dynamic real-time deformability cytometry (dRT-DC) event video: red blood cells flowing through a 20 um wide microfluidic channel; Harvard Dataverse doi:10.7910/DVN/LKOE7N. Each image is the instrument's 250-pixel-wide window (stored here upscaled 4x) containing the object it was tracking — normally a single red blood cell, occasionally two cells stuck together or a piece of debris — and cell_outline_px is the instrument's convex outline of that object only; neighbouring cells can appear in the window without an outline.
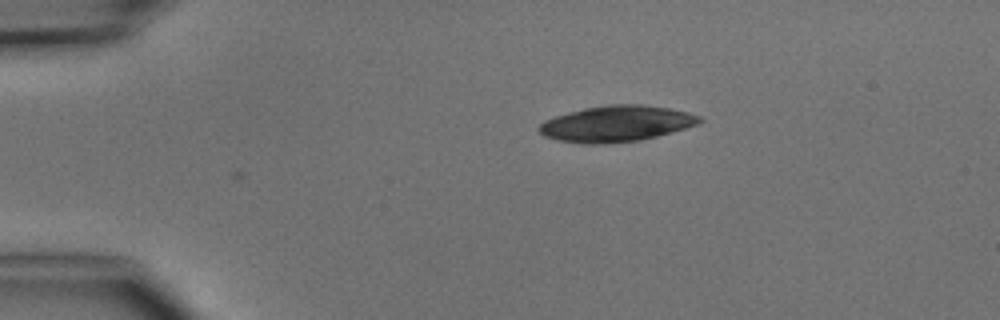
{"species": "common noctule bat (a hibernating species)", "species_latin": "Nyctalus noctula", "temperature_condition": "cold", "stored_images_in_passage": 3, "camera_frame_rate_fps": 3000, "um_per_image_px": 0.085, "animal": {"sex": "male", "body_mass_g": 15.6}, "frame": {"image": 1, "passage_image": 3, "time_ms": 2.333, "image_size_px": [1000, 320], "cell_outline_px": [[704, 120], [696, 124], [684, 128], [656, 136], [640, 140], [600, 144], [584, 144], [556, 140], [544, 136], [536, 128], [544, 120], [568, 112], [584, 108], [608, 104], [644, 104], [668, 108], [688, 112], [700, 116]], "centroid_in_image_um": [52.35, 10.51], "position_along_channel_um": 32.7, "area_um2": 33.64}}